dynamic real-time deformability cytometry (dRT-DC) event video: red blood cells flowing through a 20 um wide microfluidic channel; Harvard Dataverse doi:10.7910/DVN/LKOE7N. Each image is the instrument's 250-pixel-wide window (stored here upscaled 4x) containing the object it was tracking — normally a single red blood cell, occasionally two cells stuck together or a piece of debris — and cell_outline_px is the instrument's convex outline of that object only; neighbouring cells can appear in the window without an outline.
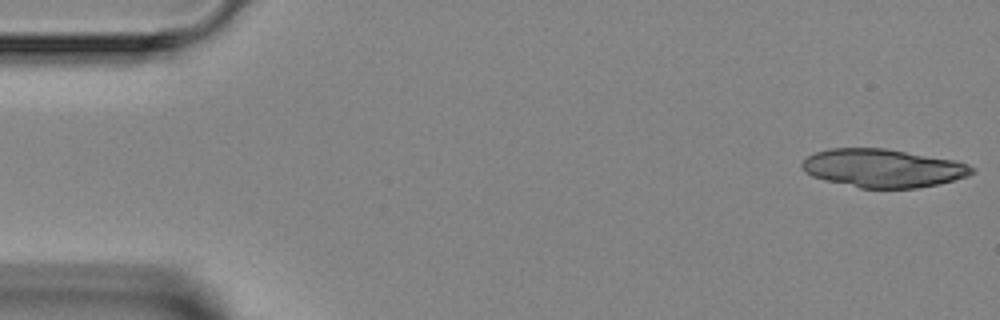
{"species": "Egyptian fruit bat (a non-hibernating species)", "species_latin": "Rousettus aegyptiacus", "temperature_condition": "room temperature", "stored_images_in_passage": 4, "camera_frame_rate_fps": 3000, "um_per_image_px": 0.085, "animal": {"sex": "female"}, "frame": {"image": 1, "passage_image": 1, "time_ms": 0.0, "image_size_px": [1000, 320], "cell_outline_px": [[976, 172], [968, 176], [936, 184], [916, 188], [860, 188], [824, 180], [812, 176], [804, 172], [800, 164], [808, 156], [816, 152], [828, 148], [884, 148], [952, 160], [968, 164], [976, 168]], "centroid_in_image_um": [75.02, 14.29], "position_along_channel_um": 10.0, "area_um2": 37.8}}
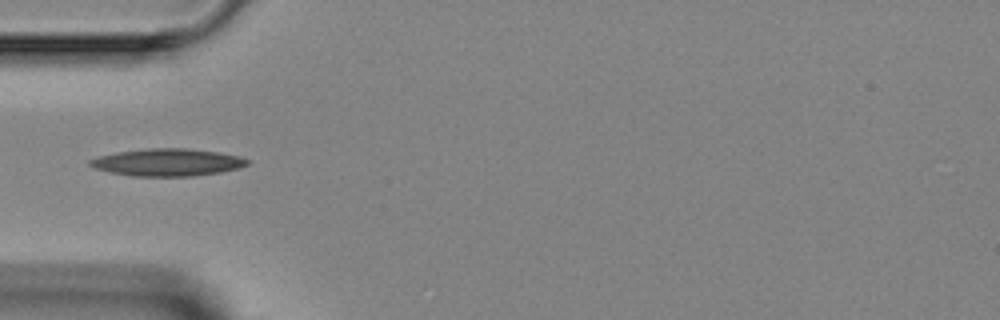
{"frame": {"image": 2, "passage_image": 4, "time_ms": 4.667, "image_size_px": [1000, 320], "cell_outline_px": [[248, 164], [240, 168], [220, 172], [192, 176], [132, 176], [112, 172], [96, 168], [88, 164], [88, 160], [100, 156], [116, 152], [148, 148], [184, 148], [220, 152], [240, 156], [248, 160]], "centroid_in_image_um": [14.26, 13.79], "position_along_channel_um": 70.7, "area_um2": 24.97}}